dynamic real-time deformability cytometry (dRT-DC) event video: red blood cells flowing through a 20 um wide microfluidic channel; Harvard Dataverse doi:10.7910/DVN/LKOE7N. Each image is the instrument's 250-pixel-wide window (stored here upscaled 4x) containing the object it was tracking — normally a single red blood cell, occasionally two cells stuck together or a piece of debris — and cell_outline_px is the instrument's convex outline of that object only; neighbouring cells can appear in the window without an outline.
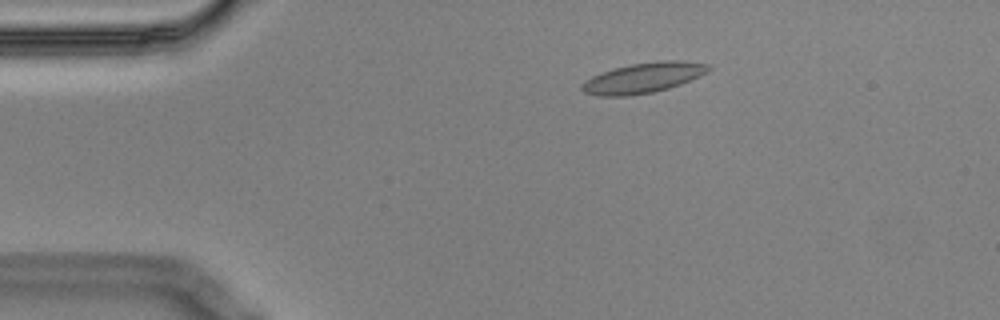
{"species": "Egyptian fruit bat (a non-hibernating species)", "species_latin": "Rousettus aegyptiacus", "temperature_condition": "cold", "stored_images_in_passage": 6, "camera_frame_rate_fps": 3000, "um_per_image_px": 0.085, "animal": {"sex": "male"}, "frame": {"image": 1, "passage_image": 3, "time_ms": 0.667, "image_size_px": [1000, 320], "cell_outline_px": [[712, 68], [700, 76], [680, 84], [668, 88], [652, 92], [628, 96], [596, 96], [584, 92], [580, 88], [580, 84], [584, 80], [592, 76], [616, 68], [632, 64], [660, 60], [680, 60], [708, 64]], "centroid_in_image_um": [54.66, 6.62], "position_along_channel_um": 30.3, "area_um2": 22.25}}
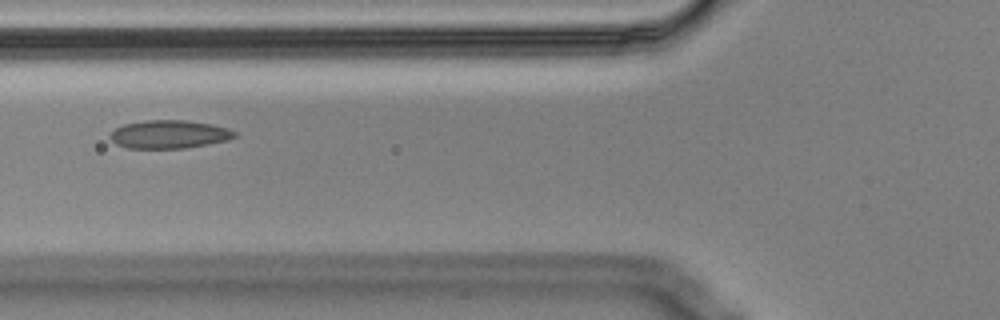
{"frame": {"image": 2, "passage_image": 6, "time_ms": 1.667, "image_size_px": [1000, 320], "cell_outline_px": [[236, 136], [228, 140], [208, 144], [184, 148], [128, 148], [116, 144], [108, 136], [116, 128], [124, 124], [144, 120], [184, 120], [212, 124], [228, 128], [236, 132]], "centroid_in_image_um": [14.38, 11.41], "position_along_channel_um": 111.4, "area_um2": 20.46}}